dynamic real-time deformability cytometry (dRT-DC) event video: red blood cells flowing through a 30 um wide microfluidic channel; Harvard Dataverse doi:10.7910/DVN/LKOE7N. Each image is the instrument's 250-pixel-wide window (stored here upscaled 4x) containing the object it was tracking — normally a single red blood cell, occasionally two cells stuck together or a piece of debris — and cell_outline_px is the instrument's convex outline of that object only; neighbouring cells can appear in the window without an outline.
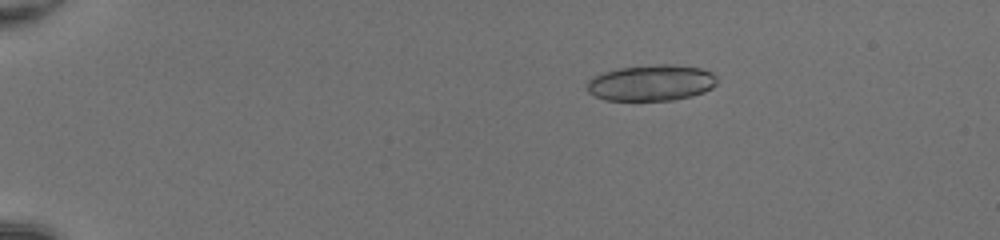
{"species": "common noctule bat (a hibernating species)", "species_latin": "Nyctalus noctula", "temperature_condition": "room temperature", "stored_images_in_passage": 52, "camera_frame_rate_fps": 3000, "um_per_image_px": 0.085, "animal": {"sex": "female", "body_mass_g": 20.0, "forearm_length_mm": 54.0}, "frame": {"image": 1, "passage_image": 11, "time_ms": 3.333, "image_size_px": [1000, 240], "cell_outline_px": [[716, 84], [712, 88], [704, 92], [692, 96], [672, 100], [604, 100], [588, 92], [588, 80], [592, 76], [604, 72], [620, 68], [656, 64], [672, 64], [700, 68], [712, 72], [716, 76]], "centroid_in_image_um": [55.37, 7.04], "position_along_channel_um": 29.6, "area_um2": 27.34}}
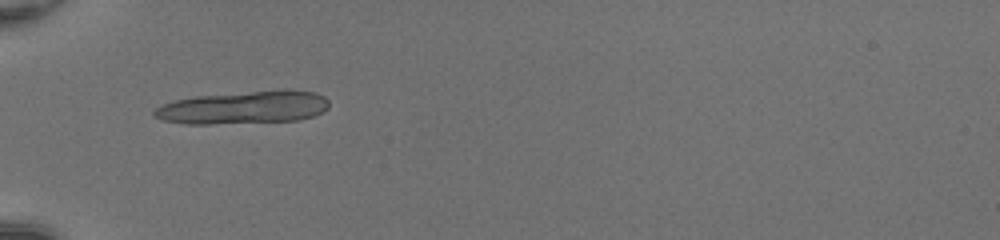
{"frame": {"image": 2, "passage_image": 20, "time_ms": 6.333, "image_size_px": [1000, 240], "cell_outline_px": [[328, 108], [312, 116], [300, 120], [208, 124], [184, 124], [164, 120], [152, 116], [152, 112], [156, 108], [164, 104], [176, 100], [196, 96], [284, 88], [288, 88], [316, 92], [324, 96], [328, 100]], "centroid_in_image_um": [20.74, 9.11], "position_along_channel_um": 64.3, "area_um2": 33.81}}